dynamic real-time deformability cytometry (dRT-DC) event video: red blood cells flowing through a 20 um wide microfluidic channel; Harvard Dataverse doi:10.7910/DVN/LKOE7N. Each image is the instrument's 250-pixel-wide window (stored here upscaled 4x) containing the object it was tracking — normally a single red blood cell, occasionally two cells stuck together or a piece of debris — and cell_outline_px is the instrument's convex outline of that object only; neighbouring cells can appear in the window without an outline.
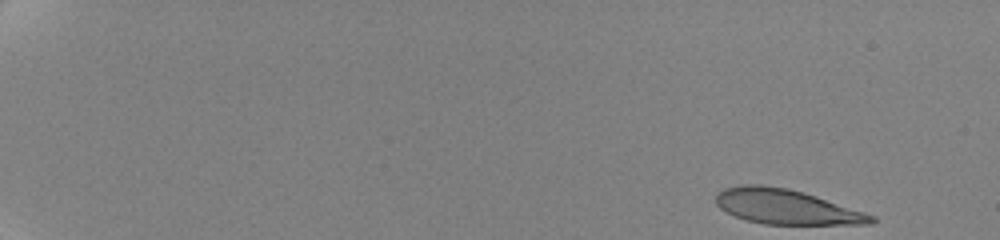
{"species": "human", "species_latin": "Homo sapiens", "temperature_condition": "cold", "stored_images_in_passage": 64, "camera_frame_rate_fps": 3000, "um_per_image_px": 0.085, "donor": {"sex": "female"}, "frame": {"image": 1, "passage_image": 1, "time_ms": 0.0, "image_size_px": [1000, 240], "cell_outline_px": [[876, 220], [872, 224], [764, 224], [748, 220], [736, 216], [720, 208], [716, 204], [716, 196], [724, 188], [740, 184], [760, 184], [788, 188], [804, 192], [876, 216]], "centroid_in_image_um": [66.83, 17.57], "position_along_channel_um": 18.2, "area_um2": 31.33}}
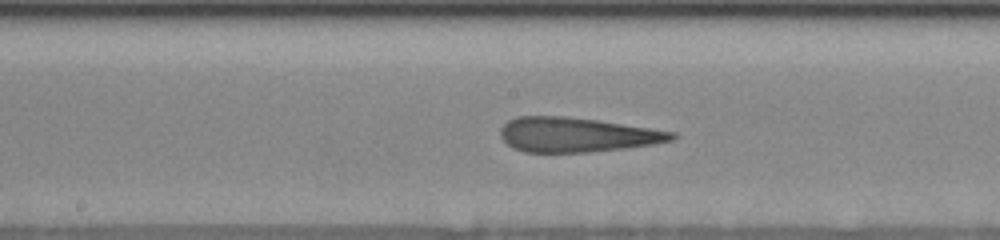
{"frame": {"image": 2, "passage_image": 36, "time_ms": 10.0, "image_size_px": [1000, 240], "cell_outline_px": [[680, 136], [672, 140], [652, 144], [624, 148], [588, 152], [524, 152], [512, 148], [500, 136], [500, 128], [508, 120], [516, 116], [564, 116], [596, 120], [676, 132]], "centroid_in_image_um": [49.0, 11.45], "position_along_channel_um": 199.2, "area_um2": 34.45}}
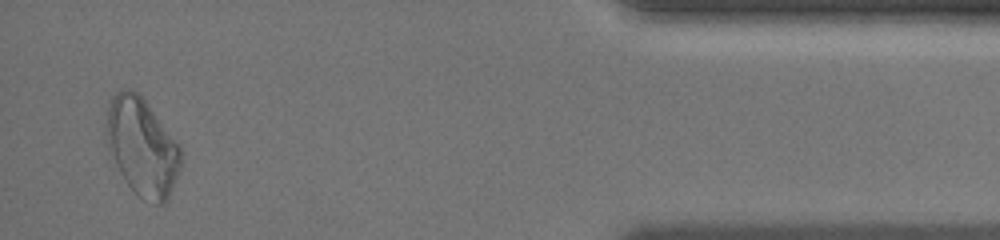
{"frame": {"image": 3, "passage_image": 63, "time_ms": 17.667, "image_size_px": [1000, 240], "cell_outline_px": [[184, 152], [180, 168], [168, 200], [160, 204], [156, 204], [144, 200], [136, 196], [124, 180], [108, 152], [104, 128], [108, 108], [112, 96], [116, 92], [124, 88], [128, 88], [136, 92], [148, 104], [180, 144]], "centroid_in_image_um": [12.07, 12.5], "position_along_channel_um": 423.1, "area_um2": 43.18}, "authors_computed_cell_mechanics": {"area_um2": 34.7956, "velocity_mm_per_s": 3.5365, "shape_relaxation_time_tau1_ms": 9.2198, "shape_relaxation_time_tau2_ms": 1.9226, "deformation_change_tau1": 0.2313, "deformation_change_tau2": 0.1409}}